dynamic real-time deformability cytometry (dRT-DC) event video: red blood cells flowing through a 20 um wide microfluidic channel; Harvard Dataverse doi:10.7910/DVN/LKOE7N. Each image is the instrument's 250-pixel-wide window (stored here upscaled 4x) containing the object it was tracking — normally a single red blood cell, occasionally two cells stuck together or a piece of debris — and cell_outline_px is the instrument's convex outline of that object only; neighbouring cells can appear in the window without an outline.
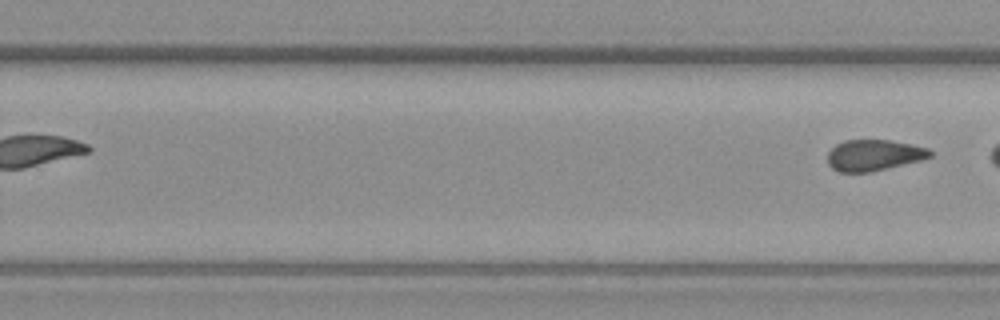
{"species": "common noctule bat (a hibernating species)", "species_latin": "Nyctalus noctula", "temperature_condition": "warm", "stored_images_in_passage": 9, "segment_of_instrument_passage": [2, 2], "camera_frame_rate_fps": 3000, "um_per_image_px": 0.085, "animal": {"sex": "female", "body_mass_g": 19.3, "forearm_length_mm": 54.1}, "frame": {"image": 1, "passage_image": 9, "time_ms": 10.667, "image_size_px": [1000, 320], "cell_outline_px": [[932, 156], [920, 160], [872, 172], [840, 172], [832, 168], [828, 164], [828, 152], [836, 144], [844, 140], [888, 140], [928, 148], [932, 152]], "centroid_in_image_um": [74.25, 13.19], "position_along_channel_um": 255.6, "area_um2": 18.44}}